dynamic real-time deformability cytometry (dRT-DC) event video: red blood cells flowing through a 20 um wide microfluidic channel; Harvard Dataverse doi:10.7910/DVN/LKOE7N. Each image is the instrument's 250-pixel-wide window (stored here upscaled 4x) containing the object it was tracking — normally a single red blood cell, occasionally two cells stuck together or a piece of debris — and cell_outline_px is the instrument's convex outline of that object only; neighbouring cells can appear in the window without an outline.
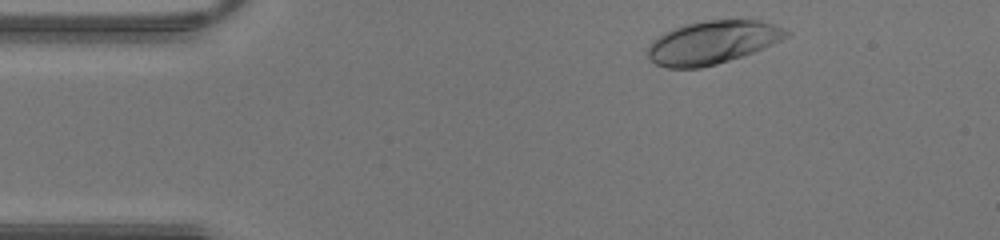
{"species": "human", "species_latin": "Homo sapiens", "temperature_condition": "warm", "stored_images_in_passage": 38, "camera_frame_rate_fps": 3000, "um_per_image_px": 0.085, "donor": {"sex": "male"}, "frame": {"image": 1, "passage_image": 2, "time_ms": 0.333, "image_size_px": [1000, 240], "cell_outline_px": [[792, 32], [788, 36], [780, 40], [752, 52], [716, 64], [700, 68], [668, 68], [656, 64], [648, 56], [648, 48], [652, 40], [664, 32], [672, 28], [684, 24], [708, 20], [760, 20], [772, 24]], "centroid_in_image_um": [60.52, 3.6], "position_along_channel_um": 24.5, "area_um2": 34.45}}
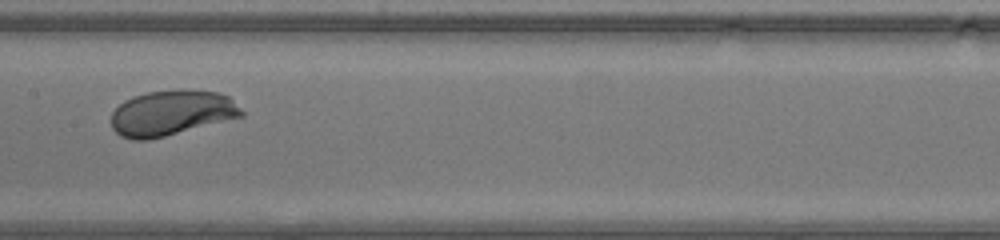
{"frame": {"image": 2, "passage_image": 17, "time_ms": 5.333, "image_size_px": [1000, 240], "cell_outline_px": [[244, 116], [148, 140], [132, 140], [120, 136], [112, 128], [112, 112], [124, 100], [132, 96], [148, 92], [220, 92], [228, 96], [244, 112]], "centroid_in_image_um": [14.54, 9.64], "position_along_channel_um": 192.9, "area_um2": 33.52}}
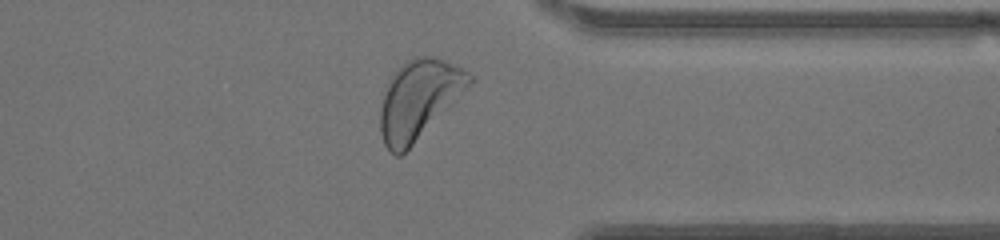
{"frame": {"image": 3, "passage_image": 29, "time_ms": 9.333, "image_size_px": [1000, 240], "cell_outline_px": [[472, 80], [412, 144], [400, 156], [396, 156], [384, 144], [380, 132], [380, 108], [388, 80], [400, 64], [416, 56], [436, 56], [468, 72], [472, 76]], "centroid_in_image_um": [35.51, 8.41], "position_along_channel_um": 375.9, "area_um2": 39.42}}